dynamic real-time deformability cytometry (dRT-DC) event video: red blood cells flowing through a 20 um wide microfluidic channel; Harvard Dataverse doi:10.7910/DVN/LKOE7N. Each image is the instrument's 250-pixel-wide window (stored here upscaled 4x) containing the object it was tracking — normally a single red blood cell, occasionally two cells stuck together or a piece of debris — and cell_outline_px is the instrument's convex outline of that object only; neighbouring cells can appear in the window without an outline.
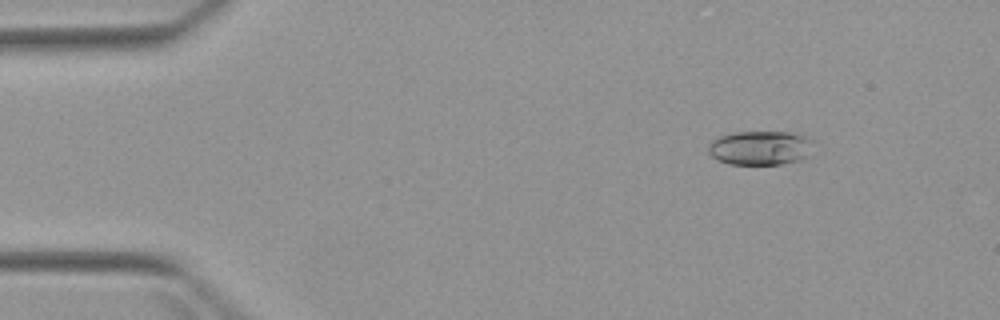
{"species": "Egyptian fruit bat (a non-hibernating species)", "species_latin": "Rousettus aegyptiacus", "temperature_condition": "warm", "stored_images_in_passage": 4, "camera_frame_rate_fps": 3000, "um_per_image_px": 0.085, "animal": {"sex": "female"}, "frame": {"image": 1, "passage_image": 2, "time_ms": 1.0, "image_size_px": [1000, 320], "cell_outline_px": [[816, 140], [808, 156], [800, 160], [780, 164], [728, 164], [716, 160], [708, 152], [708, 144], [716, 136], [732, 132], [788, 132], [808, 136]], "centroid_in_image_um": [64.63, 12.56], "position_along_channel_um": 20.4, "area_um2": 21.44}}
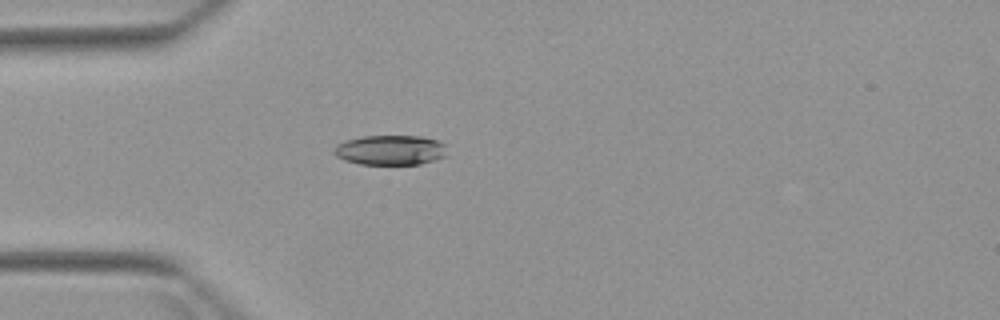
{"frame": {"image": 2, "passage_image": 4, "time_ms": 3.667, "image_size_px": [1000, 320], "cell_outline_px": [[448, 156], [420, 164], [360, 164], [344, 160], [336, 156], [332, 152], [336, 144], [348, 140], [364, 136], [420, 136], [436, 140], [444, 144]], "centroid_in_image_um": [33.18, 12.76], "position_along_channel_um": 51.8, "area_um2": 19.71}}